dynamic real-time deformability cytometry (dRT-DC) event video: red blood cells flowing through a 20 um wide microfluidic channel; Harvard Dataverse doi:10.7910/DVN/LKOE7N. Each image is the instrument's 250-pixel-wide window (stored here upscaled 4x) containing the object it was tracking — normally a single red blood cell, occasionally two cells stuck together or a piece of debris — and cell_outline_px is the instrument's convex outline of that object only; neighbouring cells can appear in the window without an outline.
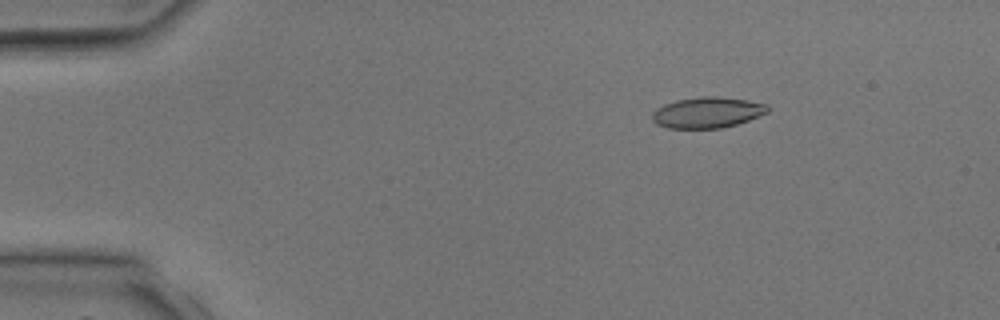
{"species": "common noctule bat (a hibernating species)", "species_latin": "Nyctalus noctula", "temperature_condition": "room temperature", "stored_images_in_passage": 3, "camera_frame_rate_fps": 3000, "um_per_image_px": 0.085, "animal": {"sex": "male", "body_mass_g": 17.9, "forearm_length_mm": 54.2}, "frame": {"image": 1, "passage_image": 1, "time_ms": 0.0, "image_size_px": [1000, 320], "cell_outline_px": [[768, 112], [748, 120], [736, 124], [720, 128], [668, 128], [656, 124], [652, 120], [652, 112], [656, 108], [664, 104], [676, 100], [700, 96], [716, 96], [748, 100], [768, 104]], "centroid_in_image_um": [60.1, 9.55], "position_along_channel_um": 24.9, "area_um2": 20.81}}
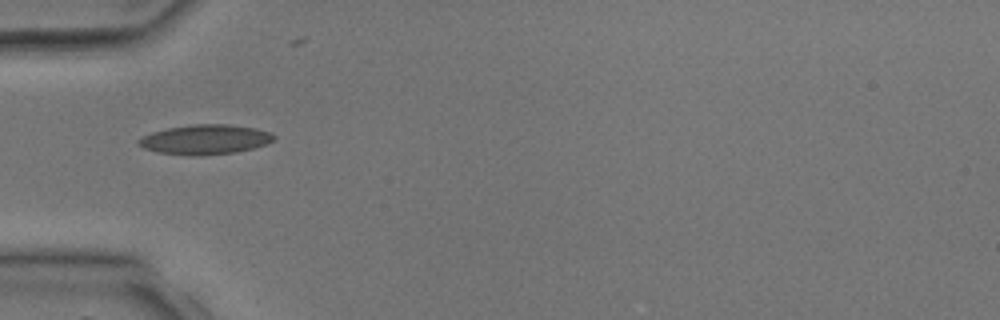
{"frame": {"image": 2, "passage_image": 3, "time_ms": 2.333, "image_size_px": [1000, 320], "cell_outline_px": [[276, 136], [272, 140], [264, 144], [252, 148], [236, 152], [196, 156], [192, 156], [156, 152], [144, 148], [136, 144], [136, 140], [152, 132], [168, 128], [192, 124], [228, 124], [256, 128], [272, 132]], "centroid_in_image_um": [17.41, 11.85], "position_along_channel_um": 67.6, "area_um2": 23.47}}